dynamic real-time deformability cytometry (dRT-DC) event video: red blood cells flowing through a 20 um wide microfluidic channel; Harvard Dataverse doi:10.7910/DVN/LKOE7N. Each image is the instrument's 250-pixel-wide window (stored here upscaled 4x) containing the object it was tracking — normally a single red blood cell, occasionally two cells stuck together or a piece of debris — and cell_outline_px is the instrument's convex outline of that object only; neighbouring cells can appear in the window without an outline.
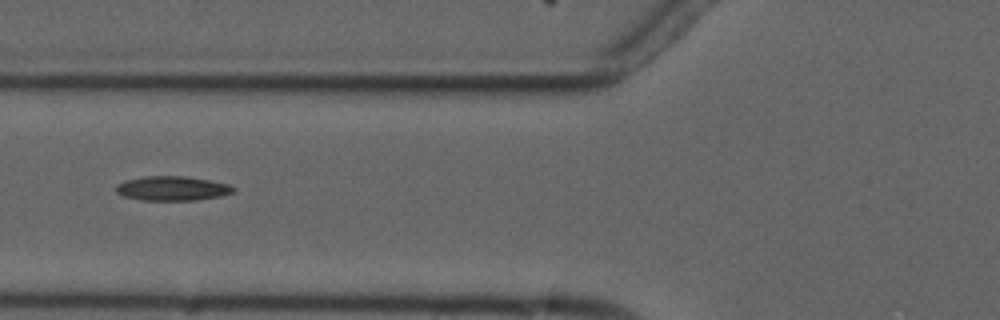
{"species": "common noctule bat (a hibernating species)", "species_latin": "Nyctalus noctula", "temperature_condition": "cold", "stored_images_in_passage": 9, "camera_frame_rate_fps": 3000, "um_per_image_px": 0.085, "animal": {"sex": "male", "forearm_length_mm": 52.5}, "frame": {"image": 1, "passage_image": 6, "time_ms": 6.667, "image_size_px": [1000, 320], "cell_outline_px": [[236, 192], [220, 196], [196, 200], [140, 200], [124, 196], [116, 192], [116, 184], [124, 180], [144, 176], [184, 176], [208, 180], [228, 184], [236, 188]], "centroid_in_image_um": [14.63, 16.01], "position_along_channel_um": 111.2, "area_um2": 16.76}}
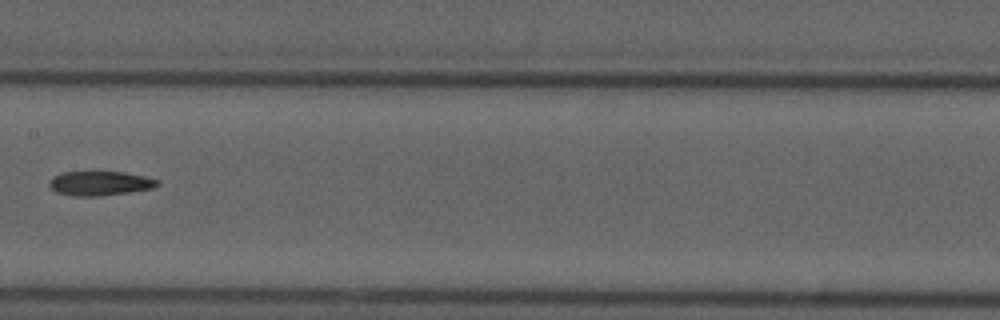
{"frame": {"image": 2, "passage_image": 8, "time_ms": 9.0, "image_size_px": [1000, 320], "cell_outline_px": [[160, 184], [152, 188], [128, 192], [100, 196], [72, 196], [56, 192], [48, 184], [52, 176], [60, 172], [124, 172], [144, 176], [160, 180]], "centroid_in_image_um": [8.47, 15.58], "position_along_channel_um": 198.9, "area_um2": 15.37}}
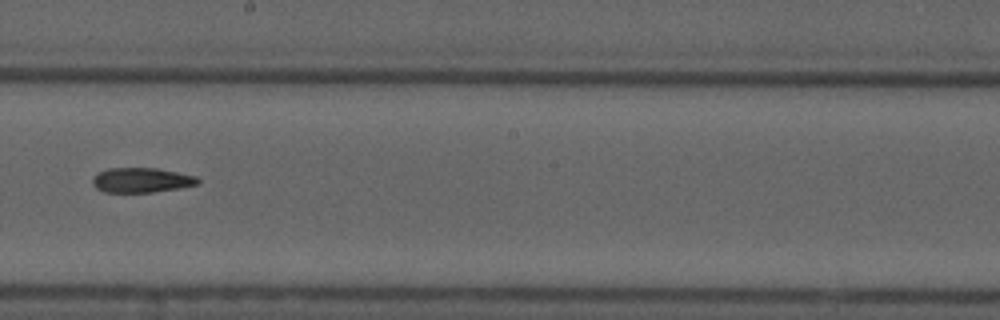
{"frame": {"image": 3, "passage_image": 9, "time_ms": 10.0, "image_size_px": [1000, 320], "cell_outline_px": [[200, 184], [180, 188], [152, 192], [104, 192], [96, 188], [92, 184], [92, 176], [96, 172], [108, 168], [156, 168], [196, 176], [200, 180]], "centroid_in_image_um": [12.0, 15.31], "position_along_channel_um": 236.2, "area_um2": 15.37}}